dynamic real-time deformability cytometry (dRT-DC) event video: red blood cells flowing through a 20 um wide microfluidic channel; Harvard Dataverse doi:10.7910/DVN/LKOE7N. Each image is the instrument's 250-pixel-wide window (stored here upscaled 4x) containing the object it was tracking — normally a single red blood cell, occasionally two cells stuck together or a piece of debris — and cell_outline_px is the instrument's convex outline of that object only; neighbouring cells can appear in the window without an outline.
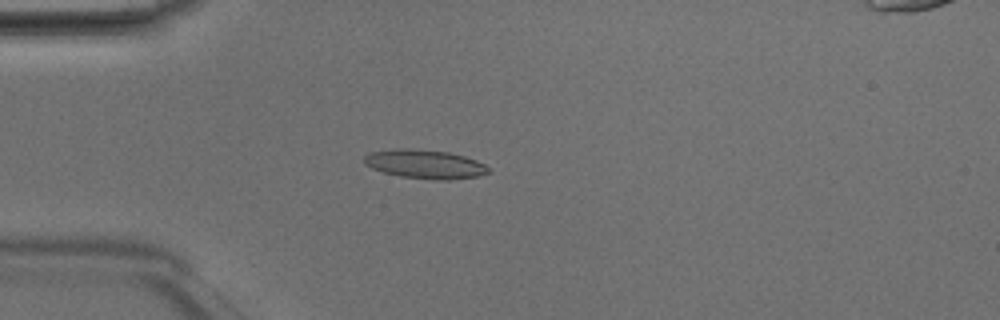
{"species": "Egyptian fruit bat (a non-hibernating species)", "species_latin": "Rousettus aegyptiacus", "temperature_condition": "room temperature", "stored_images_in_passage": 44, "camera_frame_rate_fps": 3000, "um_per_image_px": 0.085, "animal": {"sex": "male"}, "frame": {"image": 1, "passage_image": 9, "time_ms": 2.667, "image_size_px": [1000, 320], "cell_outline_px": [[492, 168], [488, 172], [476, 176], [448, 180], [436, 180], [400, 176], [384, 172], [372, 168], [364, 164], [364, 156], [368, 152], [392, 148], [408, 148], [448, 152], [464, 156], [476, 160]], "centroid_in_image_um": [36.09, 13.94], "position_along_channel_um": 48.9, "area_um2": 20.98}}
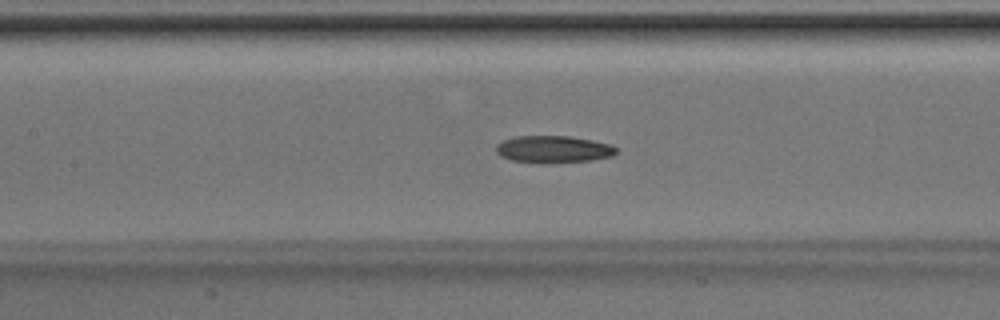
{"frame": {"image": 2, "passage_image": 18, "time_ms": 5.667, "image_size_px": [1000, 320], "cell_outline_px": [[616, 152], [612, 156], [592, 160], [512, 160], [500, 156], [496, 152], [496, 144], [504, 140], [516, 136], [568, 136], [592, 140], [612, 144], [616, 148]], "centroid_in_image_um": [47.05, 12.63], "position_along_channel_um": 160.4, "area_um2": 17.98}}
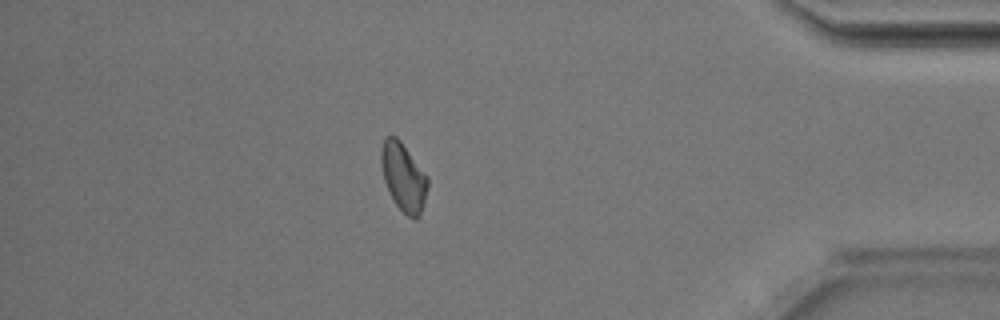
{"frame": {"image": 3, "passage_image": 38, "time_ms": 12.333, "image_size_px": [1000, 320], "cell_outline_px": [[428, 184], [424, 200], [420, 212], [416, 220], [408, 216], [396, 204], [384, 180], [380, 160], [380, 152], [384, 140], [388, 136], [396, 136], [400, 140], [428, 176]], "centroid_in_image_um": [34.29, 15.01], "position_along_channel_um": 400.9, "area_um2": 18.09}, "authors_computed_cell_mechanics": {"area_um2": 18.785, "velocity_mm_per_s": 4.1813, "shape_relaxation_time_tau1_ms": 5.1593, "shape_relaxation_time_tau2_ms": null, "deformation_change_tau1": 0.1404, "deformation_change_tau2": null}}